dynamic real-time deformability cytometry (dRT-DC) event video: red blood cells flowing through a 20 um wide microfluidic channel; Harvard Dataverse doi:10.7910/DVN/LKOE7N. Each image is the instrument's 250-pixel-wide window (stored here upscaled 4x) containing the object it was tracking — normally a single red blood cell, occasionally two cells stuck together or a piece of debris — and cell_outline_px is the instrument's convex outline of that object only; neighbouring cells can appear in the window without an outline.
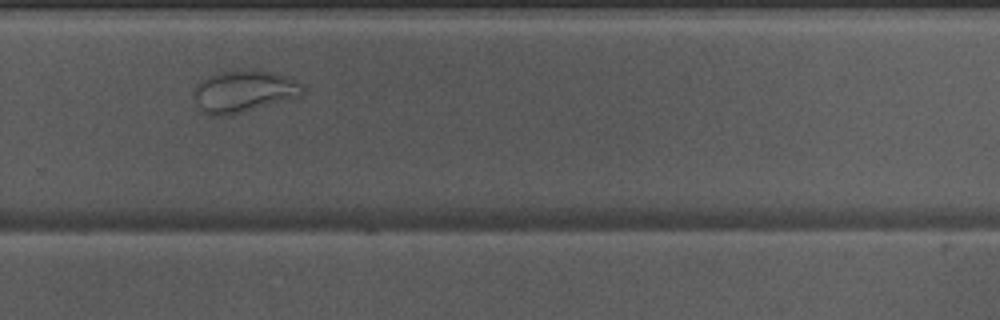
{"species": "Egyptian fruit bat (a non-hibernating species)", "species_latin": "Rousettus aegyptiacus", "temperature_condition": "warm", "stored_images_in_passage": 37, "camera_frame_rate_fps": 3000, "um_per_image_px": 0.085, "animal": {"sex": "male"}, "frame": {"image": 1, "passage_image": 22, "time_ms": 7.0, "image_size_px": [1000, 320], "cell_outline_px": [[304, 92], [300, 96], [244, 112], [228, 116], [208, 116], [196, 104], [192, 92], [200, 80], [204, 76], [220, 72], [248, 68], [272, 72], [292, 76], [304, 88]], "centroid_in_image_um": [20.7, 7.74], "position_along_channel_um": 309.1, "area_um2": 27.22}}